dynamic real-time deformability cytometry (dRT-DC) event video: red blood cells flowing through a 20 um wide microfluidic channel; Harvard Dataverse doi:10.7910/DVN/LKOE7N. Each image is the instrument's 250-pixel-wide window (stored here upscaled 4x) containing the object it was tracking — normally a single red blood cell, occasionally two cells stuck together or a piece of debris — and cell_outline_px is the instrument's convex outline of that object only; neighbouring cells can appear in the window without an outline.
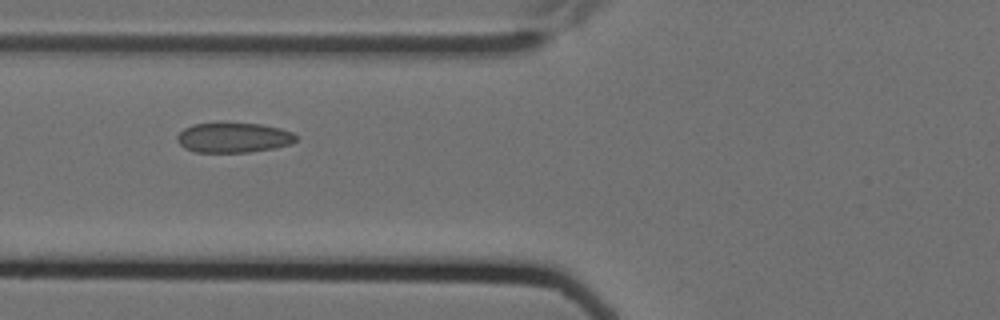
{"species": "Egyptian fruit bat (a non-hibernating species)", "species_latin": "Rousettus aegyptiacus", "temperature_condition": "cold", "stored_images_in_passage": 3, "camera_frame_rate_fps": 3000, "um_per_image_px": 0.085, "animal": {"sex": "female"}, "frame": {"image": 1, "passage_image": 3, "time_ms": 0.667, "image_size_px": [1000, 320], "cell_outline_px": [[296, 140], [292, 144], [276, 148], [248, 152], [196, 152], [184, 148], [176, 140], [176, 136], [184, 128], [192, 124], [260, 124], [280, 128], [292, 132], [296, 136]], "centroid_in_image_um": [19.85, 11.71], "position_along_channel_um": 105.9, "area_um2": 20.58}}